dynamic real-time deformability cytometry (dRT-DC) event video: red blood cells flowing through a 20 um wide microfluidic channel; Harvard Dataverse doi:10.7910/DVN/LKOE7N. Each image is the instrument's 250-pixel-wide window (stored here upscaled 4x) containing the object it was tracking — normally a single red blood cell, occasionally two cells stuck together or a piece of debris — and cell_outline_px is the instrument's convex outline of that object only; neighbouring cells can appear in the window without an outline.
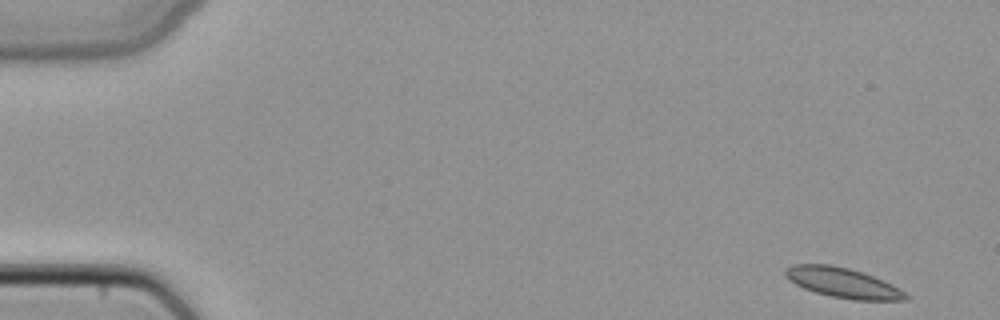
{"species": "common noctule bat (a hibernating species)", "species_latin": "Nyctalus noctula", "temperature_condition": "cold", "stored_images_in_passage": 5, "camera_frame_rate_fps": 3000, "um_per_image_px": 0.085, "animal": {"sex": "female", "body_mass_g": 22.7, "forearm_length_mm": 54.2}, "frame": {"image": 1, "passage_image": 1, "time_ms": 0.0, "image_size_px": [1000, 320], "cell_outline_px": [[912, 296], [908, 300], [856, 300], [832, 296], [816, 292], [804, 288], [788, 280], [784, 276], [784, 268], [792, 264], [832, 264], [848, 268], [872, 276], [892, 284], [900, 288]], "centroid_in_image_um": [71.65, 24.03], "position_along_channel_um": 13.4, "area_um2": 21.1}}
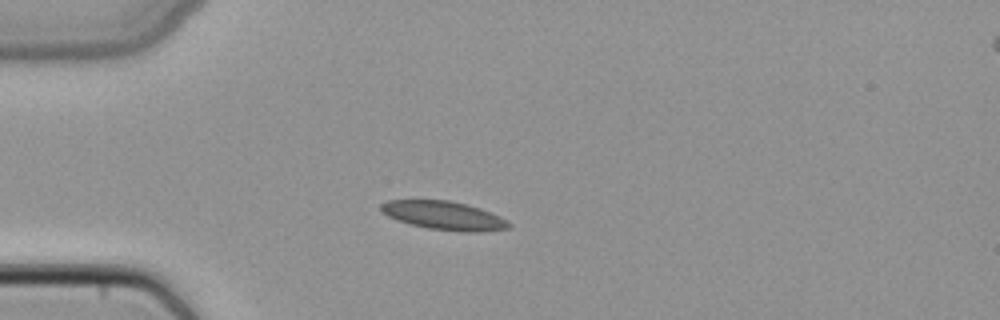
{"frame": {"image": 2, "passage_image": 4, "time_ms": 1.0, "image_size_px": [1000, 320], "cell_outline_px": [[512, 228], [476, 232], [460, 232], [428, 228], [396, 220], [388, 216], [380, 208], [380, 204], [388, 200], [448, 200], [480, 208], [500, 216], [512, 224]], "centroid_in_image_um": [37.76, 18.32], "position_along_channel_um": 47.2, "area_um2": 21.21}}